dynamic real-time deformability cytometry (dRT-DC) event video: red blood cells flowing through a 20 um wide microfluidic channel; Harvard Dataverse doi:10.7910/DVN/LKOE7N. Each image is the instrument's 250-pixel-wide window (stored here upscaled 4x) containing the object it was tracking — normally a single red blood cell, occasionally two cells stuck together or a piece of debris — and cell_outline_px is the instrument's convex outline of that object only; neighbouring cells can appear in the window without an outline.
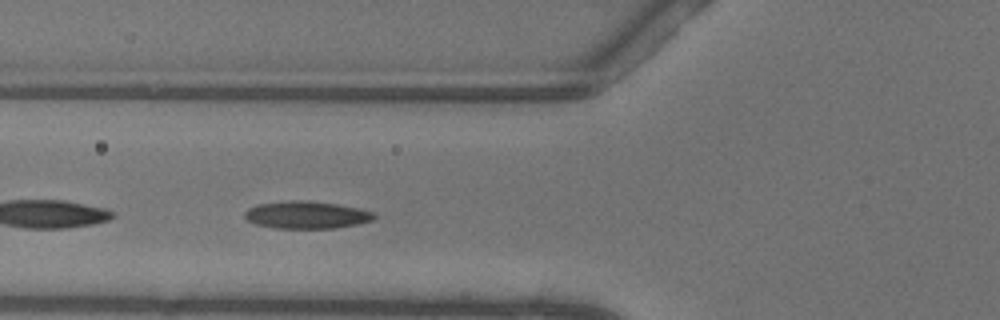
{"species": "common noctule bat (a hibernating species)", "species_latin": "Nyctalus noctula", "temperature_condition": "warm", "stored_images_in_passage": 30, "camera_frame_rate_fps": 3000, "um_per_image_px": 0.085, "animal": {"sex": "female"}, "frame": {"image": 1, "passage_image": 7, "time_ms": 2.0, "image_size_px": [1000, 320], "cell_outline_px": [[376, 216], [372, 220], [356, 224], [336, 228], [272, 228], [256, 224], [248, 220], [244, 216], [244, 212], [248, 208], [256, 204], [292, 200], [308, 200], [336, 204], [356, 208], [372, 212]], "centroid_in_image_um": [26.0, 18.26], "position_along_channel_um": 99.8, "area_um2": 20.58}}
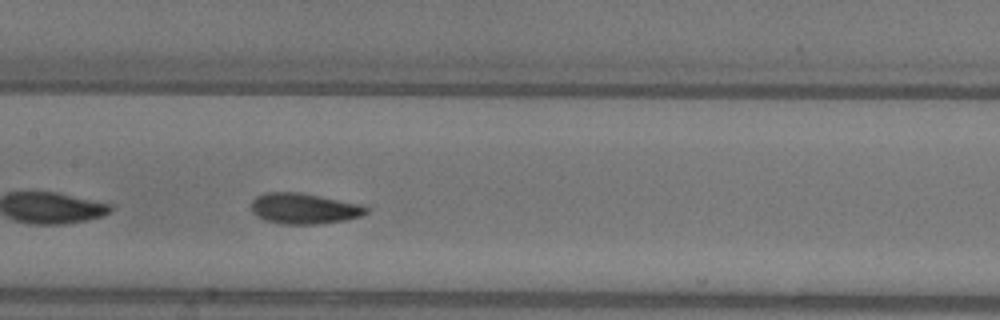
{"frame": {"image": 2, "passage_image": 13, "time_ms": 4.0, "image_size_px": [1000, 320], "cell_outline_px": [[368, 212], [360, 216], [344, 220], [316, 224], [280, 224], [264, 220], [256, 216], [252, 212], [252, 200], [256, 196], [268, 192], [300, 192], [364, 204], [368, 208]], "centroid_in_image_um": [25.85, 17.72], "position_along_channel_um": 181.6, "area_um2": 20.75}}
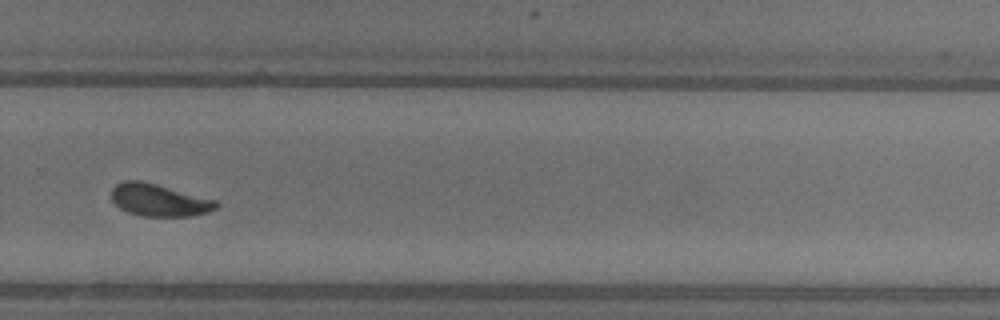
{"frame": {"image": 3, "passage_image": 23, "time_ms": 7.333, "image_size_px": [1000, 320], "cell_outline_px": [[220, 204], [216, 208], [208, 212], [192, 216], [140, 216], [128, 212], [120, 208], [112, 200], [112, 188], [116, 184], [124, 180], [140, 180], [156, 184], [216, 200]], "centroid_in_image_um": [13.51, 17.01], "position_along_channel_um": 316.3, "area_um2": 19.65}, "authors_computed_cell_mechanics": {"area_um2": 20.23, "velocity_mm_per_s": 4.0615, "shape_relaxation_time_tau1_ms": null, "shape_relaxation_time_tau2_ms": 1.0614, "deformation_change_tau1": null, "deformation_change_tau2": 0.0618}}